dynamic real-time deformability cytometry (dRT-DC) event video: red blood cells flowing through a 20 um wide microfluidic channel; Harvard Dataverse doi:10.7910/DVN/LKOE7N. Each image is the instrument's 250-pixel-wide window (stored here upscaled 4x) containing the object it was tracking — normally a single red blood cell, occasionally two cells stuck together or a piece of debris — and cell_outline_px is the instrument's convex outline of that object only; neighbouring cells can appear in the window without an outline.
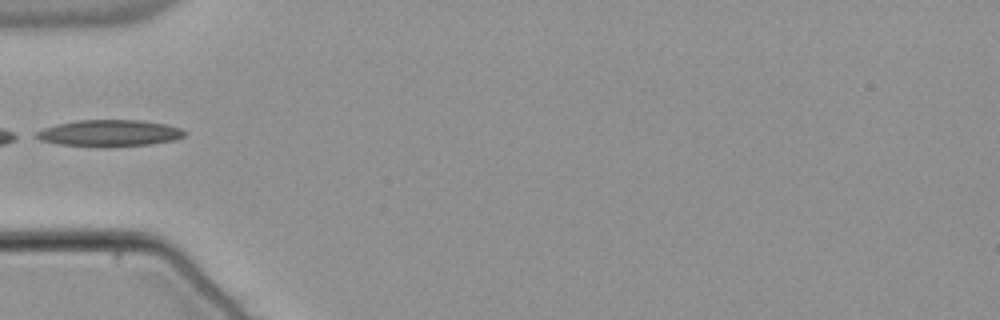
{"species": "common noctule bat (a hibernating species)", "species_latin": "Nyctalus noctula", "temperature_condition": "warm", "stored_images_in_passage": 5, "camera_frame_rate_fps": 3000, "um_per_image_px": 0.085, "animal": {"sex": "male", "body_mass_g": 21.5, "forearm_length_mm": 52.0}, "frame": {"image": 1, "passage_image": 1, "time_ms": 0.0, "image_size_px": [1000, 320], "cell_outline_px": [[184, 136], [172, 140], [148, 144], [112, 148], [96, 148], [56, 144], [40, 140], [32, 136], [36, 132], [44, 128], [56, 124], [76, 120], [140, 120], [164, 124], [180, 128], [184, 132]], "centroid_in_image_um": [9.2, 11.34], "position_along_channel_um": 75.8, "area_um2": 23.35}}